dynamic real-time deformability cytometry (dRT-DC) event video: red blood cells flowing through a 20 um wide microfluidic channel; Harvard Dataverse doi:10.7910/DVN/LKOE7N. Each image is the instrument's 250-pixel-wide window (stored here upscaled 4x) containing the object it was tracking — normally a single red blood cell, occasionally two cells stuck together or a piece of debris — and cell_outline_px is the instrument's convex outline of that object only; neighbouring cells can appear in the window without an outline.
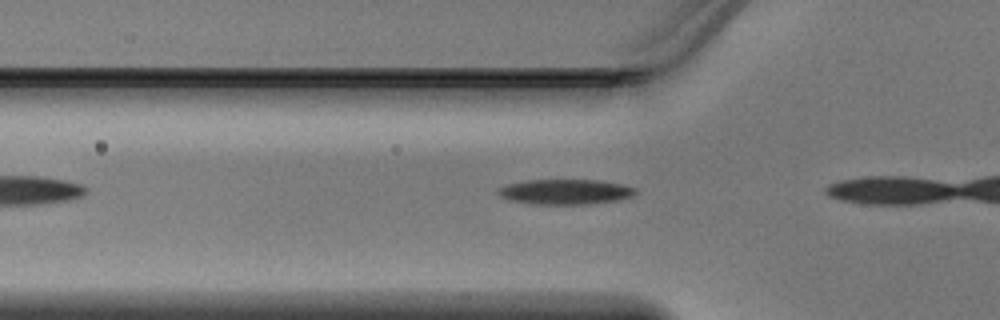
{"species": "Egyptian fruit bat (a non-hibernating species)", "species_latin": "Rousettus aegyptiacus", "temperature_condition": "warm", "stored_images_in_passage": 5, "camera_frame_rate_fps": 3000, "um_per_image_px": 0.085, "animal": {"sex": "male"}, "frame": {"image": 1, "passage_image": 3, "time_ms": 0.667, "image_size_px": [1000, 320], "cell_outline_px": [[636, 192], [632, 196], [620, 200], [588, 204], [532, 204], [508, 200], [500, 196], [496, 192], [496, 188], [508, 184], [528, 180], [596, 180], [620, 184], [636, 188]], "centroid_in_image_um": [48.01, 16.31], "position_along_channel_um": 77.8, "area_um2": 20.17}}